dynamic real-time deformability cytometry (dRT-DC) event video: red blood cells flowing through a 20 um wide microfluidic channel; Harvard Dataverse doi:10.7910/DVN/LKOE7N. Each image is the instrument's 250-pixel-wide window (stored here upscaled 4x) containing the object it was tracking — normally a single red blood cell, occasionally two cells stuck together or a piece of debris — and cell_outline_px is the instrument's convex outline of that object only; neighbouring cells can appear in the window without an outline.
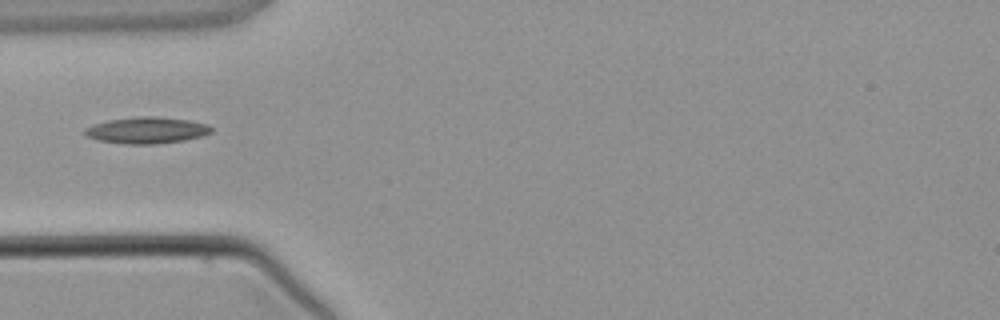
{"species": "common noctule bat (a hibernating species)", "species_latin": "Nyctalus noctula", "temperature_condition": "warm", "stored_images_in_passage": 3, "camera_frame_rate_fps": 3000, "um_per_image_px": 0.085, "animal": {"sex": "male", "body_mass_g": 21.5, "forearm_length_mm": 52.0}, "frame": {"image": 1, "passage_image": 2, "time_ms": 1.333, "image_size_px": [1000, 320], "cell_outline_px": [[212, 132], [204, 136], [184, 140], [152, 144], [128, 144], [96, 140], [88, 136], [84, 132], [84, 128], [108, 120], [140, 116], [152, 116], [188, 120], [208, 124], [212, 128]], "centroid_in_image_um": [12.5, 11.07], "position_along_channel_um": 72.5, "area_um2": 19.36}}
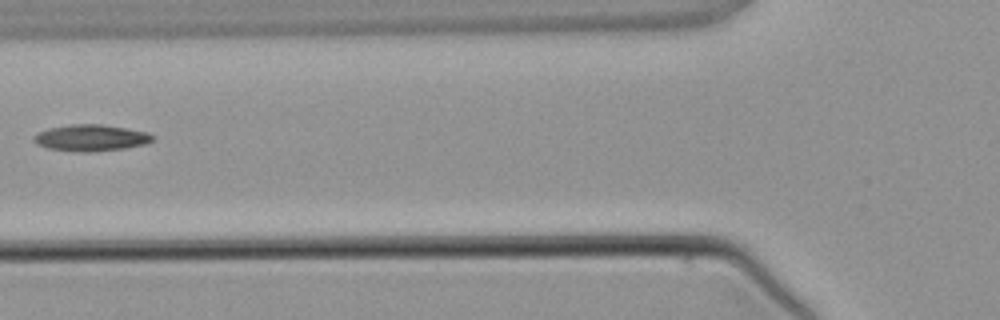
{"frame": {"image": 2, "passage_image": 3, "time_ms": 2.333, "image_size_px": [1000, 320], "cell_outline_px": [[156, 136], [152, 140], [144, 144], [124, 148], [88, 152], [84, 152], [48, 148], [36, 144], [32, 140], [32, 136], [48, 128], [72, 124], [100, 124], [148, 132]], "centroid_in_image_um": [7.71, 11.71], "position_along_channel_um": 118.1, "area_um2": 18.15}}